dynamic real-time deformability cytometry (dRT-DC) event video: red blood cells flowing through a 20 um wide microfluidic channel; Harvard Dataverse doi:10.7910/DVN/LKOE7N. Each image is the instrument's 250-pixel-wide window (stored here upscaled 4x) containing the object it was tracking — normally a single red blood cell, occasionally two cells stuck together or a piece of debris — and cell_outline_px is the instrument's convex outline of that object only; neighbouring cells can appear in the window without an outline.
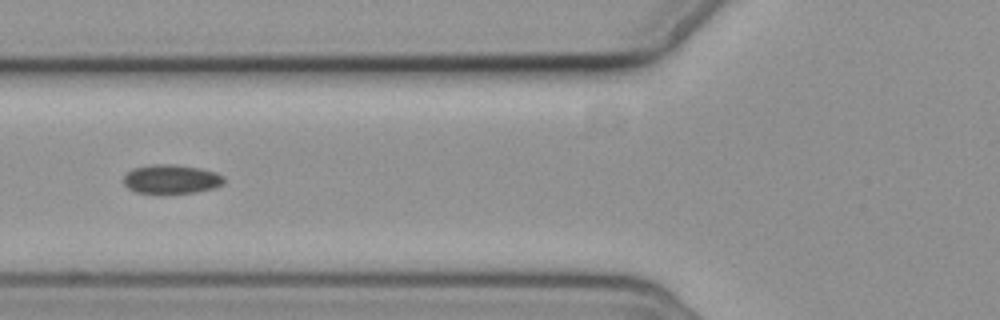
{"species": "common noctule bat (a hibernating species)", "species_latin": "Nyctalus noctula", "temperature_condition": "cold", "stored_images_in_passage": 10, "camera_frame_rate_fps": 3000, "um_per_image_px": 0.085, "animal": {"sex": "female", "body_mass_g": 19.3, "forearm_length_mm": 54.1}, "frame": {"image": 1, "passage_image": 6, "time_ms": 6.667, "image_size_px": [1000, 320], "cell_outline_px": [[224, 184], [216, 188], [196, 192], [160, 196], [136, 192], [128, 188], [124, 184], [124, 176], [132, 168], [152, 164], [172, 164], [200, 168], [216, 172], [224, 176]], "centroid_in_image_um": [14.56, 15.27], "position_along_channel_um": 111.2, "area_um2": 17.74}}
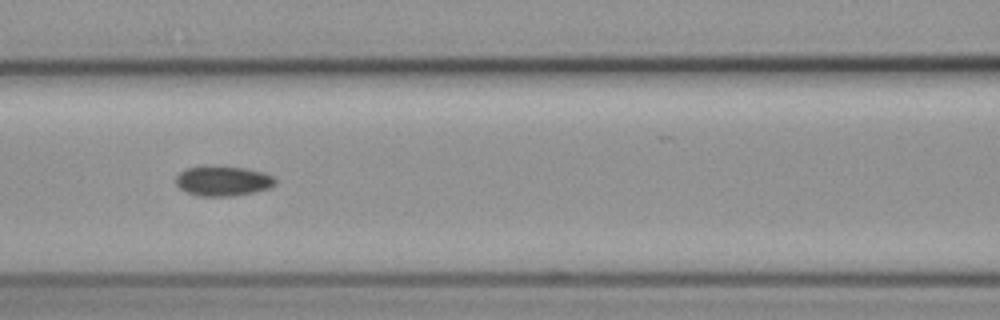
{"frame": {"image": 2, "passage_image": 7, "time_ms": 7.667, "image_size_px": [1000, 320], "cell_outline_px": [[276, 184], [268, 188], [252, 192], [232, 196], [196, 196], [180, 188], [176, 184], [176, 176], [184, 168], [204, 164], [216, 164], [244, 168], [264, 172], [272, 176], [276, 180]], "centroid_in_image_um": [18.9, 15.34], "position_along_channel_um": 147.7, "area_um2": 17.8}}